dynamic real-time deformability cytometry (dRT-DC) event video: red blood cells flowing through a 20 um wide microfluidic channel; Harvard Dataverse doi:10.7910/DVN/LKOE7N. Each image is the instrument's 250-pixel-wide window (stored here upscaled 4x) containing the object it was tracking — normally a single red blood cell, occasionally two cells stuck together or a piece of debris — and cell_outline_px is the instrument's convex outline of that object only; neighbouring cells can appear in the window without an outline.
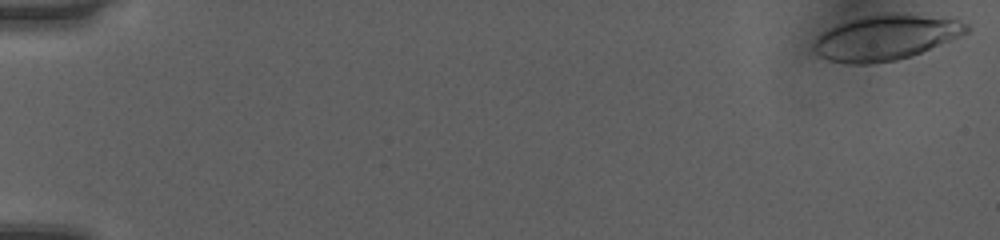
{"species": "human", "species_latin": "Homo sapiens", "temperature_condition": "room temperature", "stored_images_in_passage": 46, "camera_frame_rate_fps": 3000, "um_per_image_px": 0.085, "donor": {"sex": "female"}, "frame": {"image": 1, "passage_image": 1, "time_ms": 0.0, "image_size_px": [1000, 240], "cell_outline_px": [[972, 28], [968, 32], [912, 56], [896, 60], [872, 64], [848, 64], [828, 60], [820, 56], [812, 48], [812, 44], [816, 36], [828, 28], [864, 16], [920, 16], [956, 20], [968, 24]], "centroid_in_image_um": [75.22, 3.25], "position_along_channel_um": 9.8, "area_um2": 39.07}}
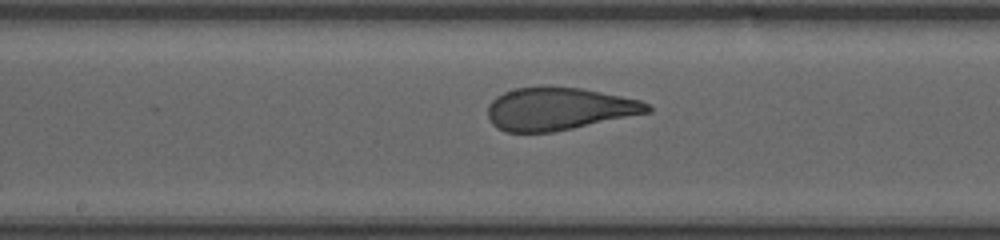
{"frame": {"image": 2, "passage_image": 28, "time_ms": 9.0, "image_size_px": [1000, 240], "cell_outline_px": [[652, 112], [552, 132], [504, 132], [492, 124], [488, 116], [488, 104], [496, 96], [504, 92], [516, 88], [544, 84], [580, 88], [640, 100], [648, 104], [652, 108]], "centroid_in_image_um": [47.47, 9.23], "position_along_channel_um": 200.7, "area_um2": 40.0}}
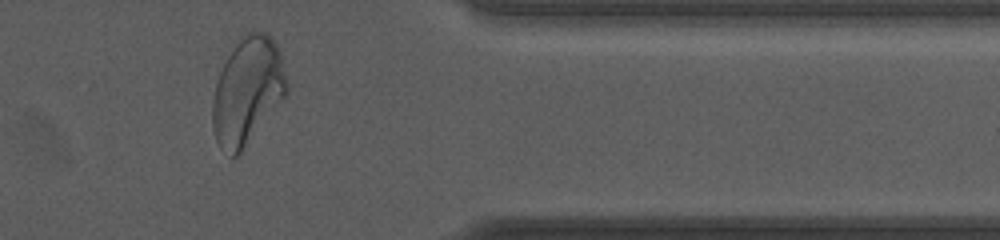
{"frame": {"image": 3, "passage_image": 43, "time_ms": 14.0, "image_size_px": [1000, 240], "cell_outline_px": [[288, 92], [240, 152], [236, 156], [232, 156], [220, 148], [216, 140], [212, 128], [212, 100], [216, 80], [228, 56], [240, 36], [248, 32], [268, 32], [276, 44], [280, 52], [288, 80]], "centroid_in_image_um": [21.03, 7.69], "position_along_channel_um": 390.4, "area_um2": 46.01}, "authors_computed_cell_mechanics": {"area_um2": 40.0554, "velocity_mm_per_s": 4.0585, "shape_relaxation_time_tau1_ms": 4.7453, "shape_relaxation_time_tau2_ms": null, "deformation_change_tau1": 0.1854, "deformation_change_tau2": null}}